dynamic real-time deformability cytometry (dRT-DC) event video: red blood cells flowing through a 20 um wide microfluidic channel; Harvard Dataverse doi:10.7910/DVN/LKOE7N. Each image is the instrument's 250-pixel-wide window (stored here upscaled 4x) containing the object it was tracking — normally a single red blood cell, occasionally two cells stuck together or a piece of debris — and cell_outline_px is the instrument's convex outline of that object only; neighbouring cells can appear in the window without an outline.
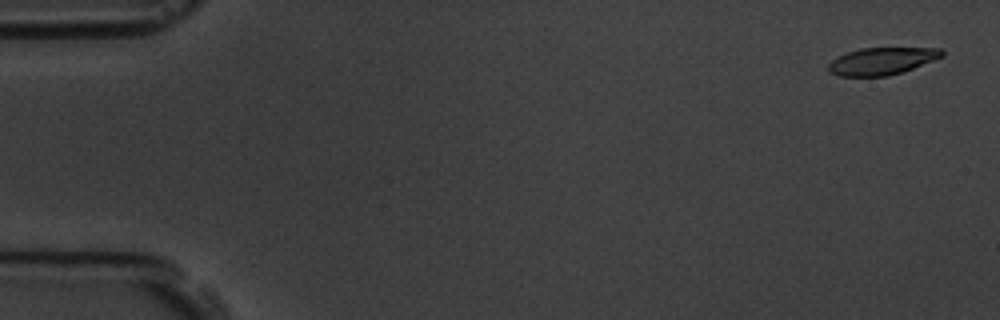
{"species": "common noctule bat (a hibernating species)", "species_latin": "Nyctalus noctula", "temperature_condition": "room temperature", "stored_images_in_passage": 4, "camera_frame_rate_fps": 3000, "um_per_image_px": 0.085, "animal": {"sex": "male", "body_mass_g": 19.5, "forearm_length_mm": 54.6}, "frame": {"image": 1, "passage_image": 1, "time_ms": 0.0, "image_size_px": [1000, 320], "cell_outline_px": [[944, 56], [912, 68], [888, 76], [840, 76], [828, 72], [828, 64], [832, 60], [848, 52], [860, 48], [940, 48], [944, 52]], "centroid_in_image_um": [74.94, 5.19], "position_along_channel_um": 10.1, "area_um2": 17.8}}